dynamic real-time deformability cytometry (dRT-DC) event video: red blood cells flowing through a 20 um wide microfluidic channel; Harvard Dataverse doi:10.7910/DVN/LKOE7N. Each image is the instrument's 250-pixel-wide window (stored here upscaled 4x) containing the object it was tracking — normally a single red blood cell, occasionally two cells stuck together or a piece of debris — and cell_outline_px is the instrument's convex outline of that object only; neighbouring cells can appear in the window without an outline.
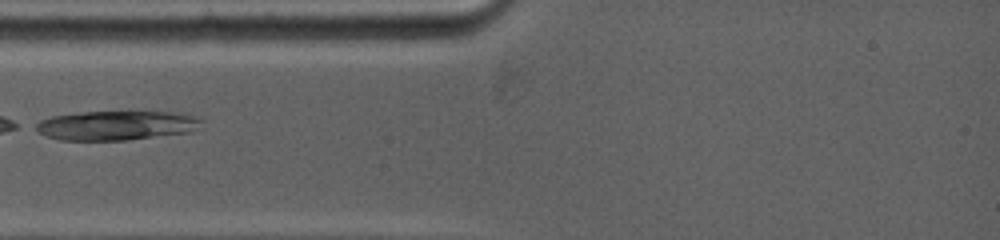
{"species": "common noctule bat (a hibernating species)", "species_latin": "Nyctalus noctula", "temperature_condition": "warm", "stored_images_in_passage": 3, "camera_frame_rate_fps": 5000, "um_per_image_px": 0.085, "animal": {"sex": "female", "body_mass_g": 19.0, "forearm_length_mm": 53.3}, "frame": {"image": 1, "passage_image": 1, "time_ms": 0.0, "image_size_px": [1000, 240], "cell_outline_px": [[204, 120], [192, 132], [128, 140], [60, 140], [44, 136], [32, 128], [32, 124], [40, 120], [52, 116], [80, 112], [172, 112], [192, 116]], "centroid_in_image_um": [9.8, 10.67], "position_along_channel_um": 75.2, "area_um2": 28.5}}